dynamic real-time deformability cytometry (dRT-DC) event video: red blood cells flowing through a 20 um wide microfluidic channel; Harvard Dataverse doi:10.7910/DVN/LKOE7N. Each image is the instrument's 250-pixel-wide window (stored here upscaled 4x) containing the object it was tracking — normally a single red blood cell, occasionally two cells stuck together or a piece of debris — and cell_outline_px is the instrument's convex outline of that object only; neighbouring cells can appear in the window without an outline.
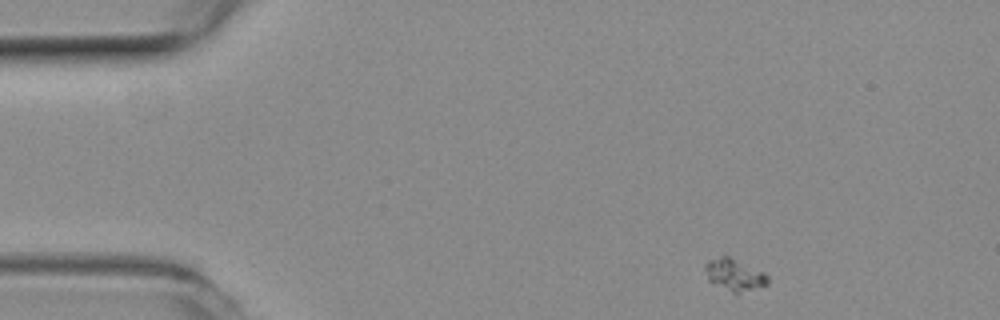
{"species": "common noctule bat (a hibernating species)", "species_latin": "Nyctalus noctula", "temperature_condition": "room temperature", "stored_images_in_passage": 13, "camera_frame_rate_fps": 3000, "um_per_image_px": 0.085, "animal": {"sex": "female", "body_mass_g": 19.3, "forearm_length_mm": 54.1}, "frame": {"image": 1, "passage_image": 1, "time_ms": 0.0, "image_size_px": [1000, 320], "cell_outline_px": [[768, 284], [736, 296], [708, 280], [704, 268], [704, 264], [708, 260], [720, 256], [728, 256], [764, 272], [768, 276]], "centroid_in_image_um": [62.42, 23.4], "position_along_channel_um": 22.6, "area_um2": 11.91}}